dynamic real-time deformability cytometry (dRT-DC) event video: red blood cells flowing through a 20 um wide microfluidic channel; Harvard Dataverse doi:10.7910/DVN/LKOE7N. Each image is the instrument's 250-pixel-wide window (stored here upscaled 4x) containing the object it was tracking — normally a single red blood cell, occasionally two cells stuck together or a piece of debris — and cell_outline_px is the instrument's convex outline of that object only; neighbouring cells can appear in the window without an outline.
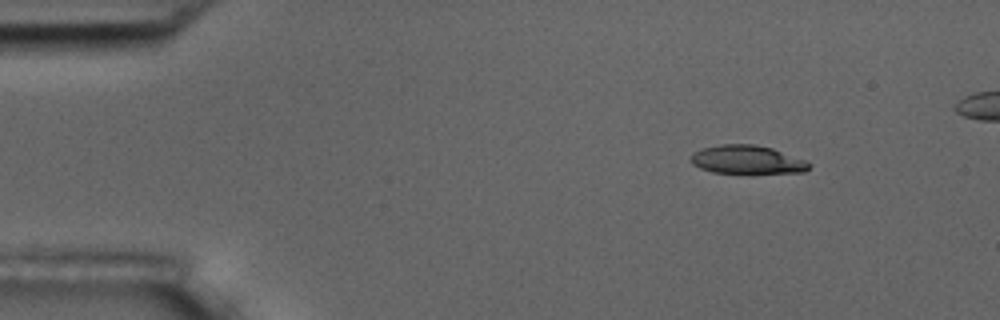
{"species": "common noctule bat (a hibernating species)", "species_latin": "Nyctalus noctula", "temperature_condition": "room temperature", "stored_images_in_passage": 5, "camera_frame_rate_fps": 3000, "um_per_image_px": 0.085, "animal": {"sex": "male", "body_mass_g": 17.5, "forearm_length_mm": 52.3}, "frame": {"image": 1, "passage_image": 1, "time_ms": 0.0, "image_size_px": [1000, 320], "cell_outline_px": [[812, 164], [804, 172], [752, 176], [712, 172], [700, 168], [692, 164], [692, 152], [700, 148], [720, 144], [752, 144], [772, 148], [804, 160]], "centroid_in_image_um": [63.51, 13.63], "position_along_channel_um": 21.5, "area_um2": 20.58}}